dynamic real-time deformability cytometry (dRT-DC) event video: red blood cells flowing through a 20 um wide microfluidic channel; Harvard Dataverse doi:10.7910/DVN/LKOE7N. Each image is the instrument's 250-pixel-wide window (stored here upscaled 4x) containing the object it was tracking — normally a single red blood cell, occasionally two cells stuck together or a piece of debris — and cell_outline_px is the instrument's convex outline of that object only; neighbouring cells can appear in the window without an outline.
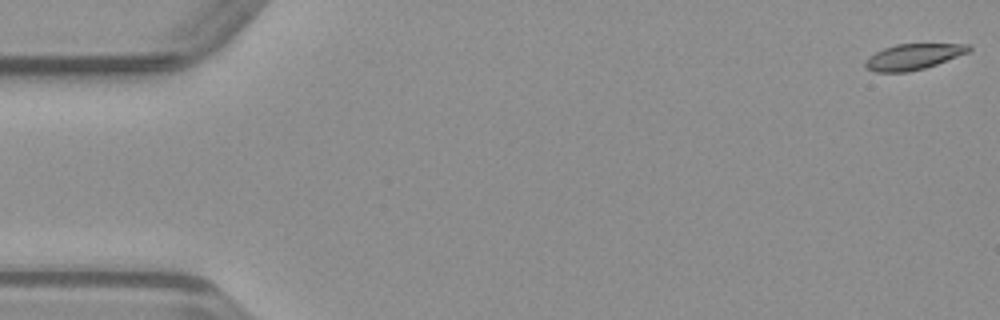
{"species": "common noctule bat (a hibernating species)", "species_latin": "Nyctalus noctula", "temperature_condition": "warm", "stored_images_in_passage": 50, "camera_frame_rate_fps": 3000, "um_per_image_px": 0.085, "animal": {"sex": "male", "body_mass_g": 23.1, "forearm_length_mm": 52.7}, "frame": {"image": 1, "passage_image": 1, "time_ms": 0.0, "image_size_px": [1000, 320], "cell_outline_px": [[972, 48], [968, 52], [936, 64], [924, 68], [908, 72], [876, 72], [868, 68], [864, 64], [864, 60], [868, 56], [884, 48], [896, 44], [968, 44]], "centroid_in_image_um": [77.59, 4.82], "position_along_channel_um": 7.4, "area_um2": 15.37}}
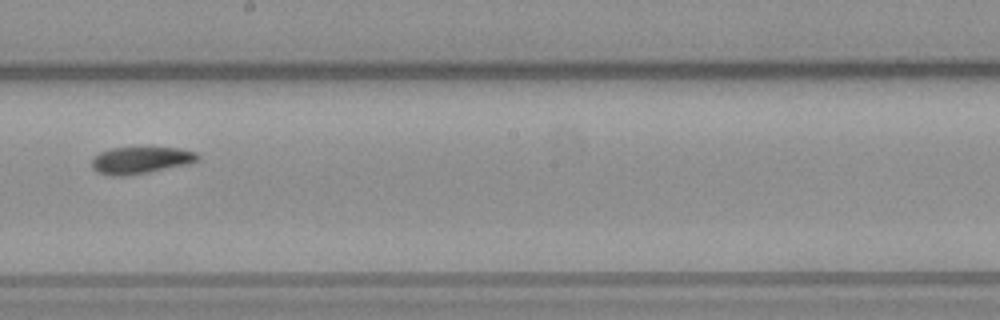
{"frame": {"image": 2, "passage_image": 28, "time_ms": 9.0, "image_size_px": [1000, 320], "cell_outline_px": [[200, 160], [192, 164], [148, 172], [120, 176], [112, 176], [96, 172], [92, 168], [92, 160], [100, 152], [112, 148], [180, 148], [196, 152], [200, 156]], "centroid_in_image_um": [12.02, 13.62], "position_along_channel_um": 236.2, "area_um2": 16.65}}
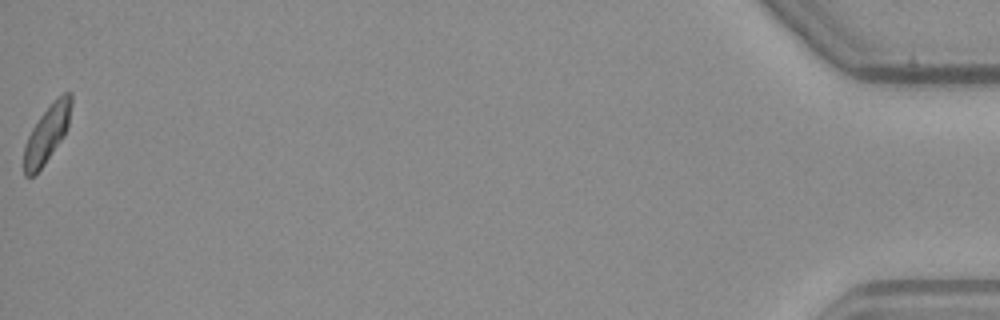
{"frame": {"image": 3, "passage_image": 50, "time_ms": 16.333, "image_size_px": [1000, 320], "cell_outline_px": [[72, 104], [68, 128], [64, 136], [44, 164], [32, 176], [24, 176], [24, 144], [32, 128], [40, 116], [52, 100], [64, 92], [72, 92]], "centroid_in_image_um": [4.01, 11.32], "position_along_channel_um": 431.2, "area_um2": 15.84}}